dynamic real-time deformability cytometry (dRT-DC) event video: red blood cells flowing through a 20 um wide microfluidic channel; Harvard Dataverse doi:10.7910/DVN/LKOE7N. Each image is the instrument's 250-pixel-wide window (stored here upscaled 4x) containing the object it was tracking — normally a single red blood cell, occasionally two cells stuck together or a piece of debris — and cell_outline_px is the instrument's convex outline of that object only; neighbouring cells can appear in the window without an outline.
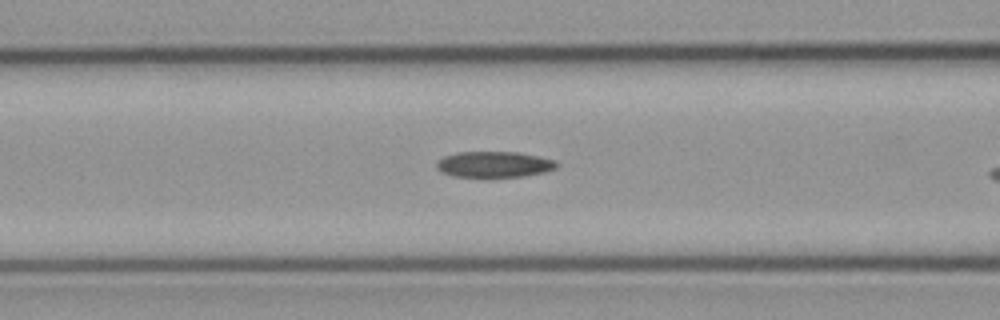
{"species": "common noctule bat (a hibernating species)", "species_latin": "Nyctalus noctula", "temperature_condition": "cold", "stored_images_in_passage": 35, "camera_frame_rate_fps": 3000, "um_per_image_px": 0.085, "animal": {"sex": "male", "body_mass_g": 23.1, "forearm_length_mm": 52.7}, "frame": {"image": 1, "passage_image": 13, "time_ms": 4.0, "image_size_px": [1000, 320], "cell_outline_px": [[560, 164], [556, 168], [544, 172], [524, 176], [452, 176], [440, 172], [436, 168], [436, 160], [444, 156], [456, 152], [520, 152], [556, 160]], "centroid_in_image_um": [41.99, 13.96], "position_along_channel_um": 124.6, "area_um2": 18.21}}
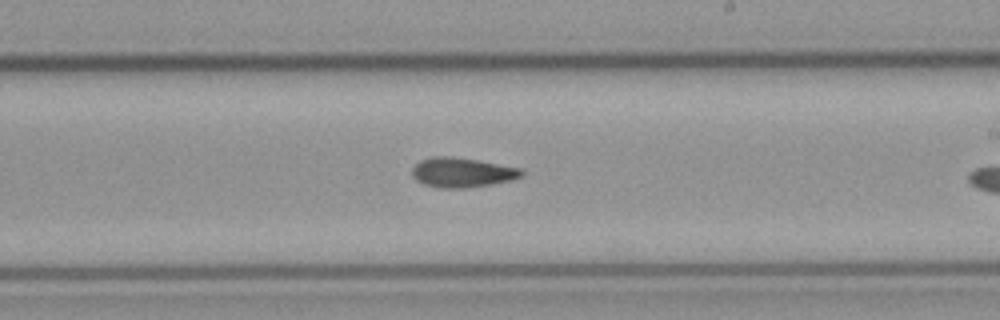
{"frame": {"image": 2, "passage_image": 23, "time_ms": 7.333, "image_size_px": [1000, 320], "cell_outline_px": [[524, 176], [512, 180], [492, 184], [464, 188], [440, 188], [424, 184], [416, 180], [412, 176], [412, 168], [420, 160], [432, 156], [452, 156], [480, 160], [520, 168], [524, 172]], "centroid_in_image_um": [39.29, 14.65], "position_along_channel_um": 249.7, "area_um2": 19.13}}
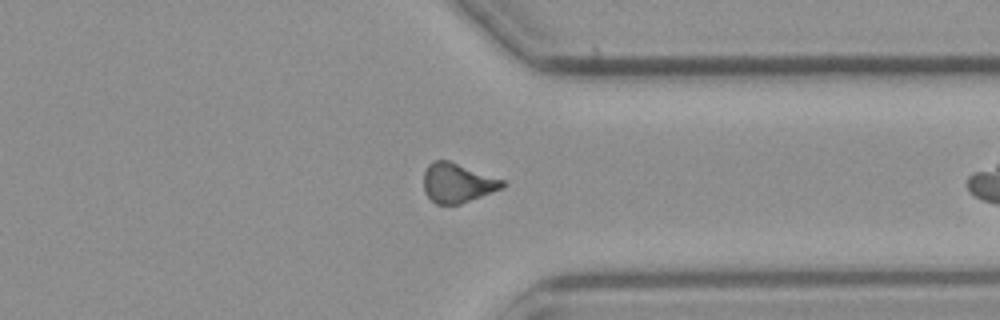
{"frame": {"image": 3, "passage_image": 33, "time_ms": 10.667, "image_size_px": [1000, 320], "cell_outline_px": [[508, 184], [504, 188], [460, 204], [436, 204], [424, 192], [424, 172], [428, 164], [432, 160], [448, 160], [504, 180]], "centroid_in_image_um": [38.89, 15.54], "position_along_channel_um": 372.5, "area_um2": 18.15}}